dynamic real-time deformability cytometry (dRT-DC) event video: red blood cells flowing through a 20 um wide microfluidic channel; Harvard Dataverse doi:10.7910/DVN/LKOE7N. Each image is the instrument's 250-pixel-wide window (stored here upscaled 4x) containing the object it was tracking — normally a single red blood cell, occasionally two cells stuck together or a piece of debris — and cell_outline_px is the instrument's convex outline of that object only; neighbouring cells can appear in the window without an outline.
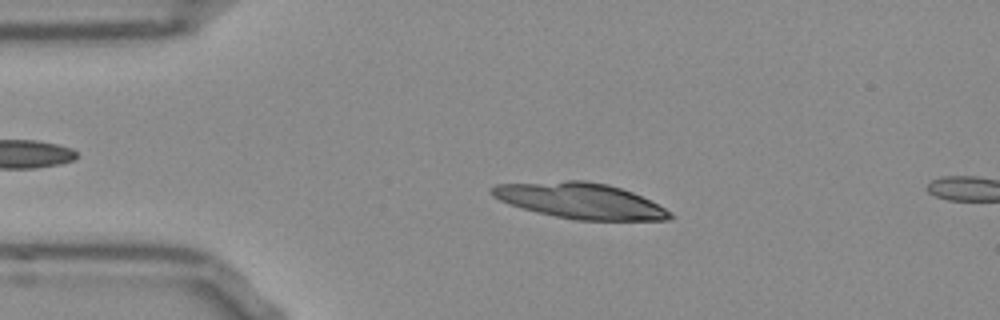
{"species": "Egyptian fruit bat (a non-hibernating species)", "species_latin": "Rousettus aegyptiacus", "temperature_condition": "room temperature", "stored_images_in_passage": 12, "camera_frame_rate_fps": 3000, "um_per_image_px": 0.085, "frame": {"image": 1, "passage_image": 10, "time_ms": 3.0, "image_size_px": [1000, 320], "cell_outline_px": [[672, 216], [668, 220], [576, 220], [536, 212], [520, 208], [508, 204], [492, 196], [492, 188], [496, 184], [568, 180], [584, 180], [608, 184], [632, 192], [672, 212]], "centroid_in_image_um": [49.29, 17.06], "position_along_channel_um": 35.7, "area_um2": 36.82}}